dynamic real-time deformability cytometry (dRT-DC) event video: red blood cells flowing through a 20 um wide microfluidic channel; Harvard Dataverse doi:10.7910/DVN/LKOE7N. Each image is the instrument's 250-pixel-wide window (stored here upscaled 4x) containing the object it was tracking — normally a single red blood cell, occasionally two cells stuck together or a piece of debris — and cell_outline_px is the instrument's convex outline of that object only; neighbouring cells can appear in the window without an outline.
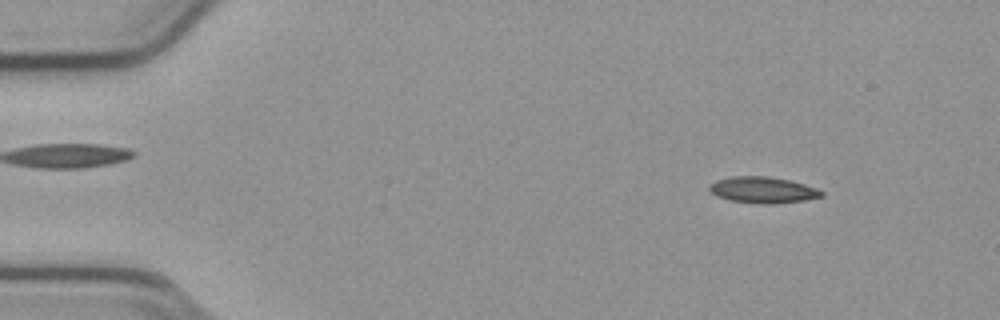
{"species": "common noctule bat (a hibernating species)", "species_latin": "Nyctalus noctula", "temperature_condition": "cold", "stored_images_in_passage": 54, "camera_frame_rate_fps": 3000, "um_per_image_px": 0.085, "animal": {"sex": "male", "body_mass_g": 23.1, "forearm_length_mm": 52.7}, "frame": {"image": 1, "passage_image": 6, "time_ms": 1.667, "image_size_px": [1000, 320], "cell_outline_px": [[824, 196], [804, 200], [776, 204], [760, 204], [728, 200], [716, 196], [708, 188], [708, 184], [716, 180], [732, 176], [768, 176], [788, 180], [804, 184], [816, 188], [824, 192]], "centroid_in_image_um": [64.82, 16.15], "position_along_channel_um": 20.2, "area_um2": 17.28}}
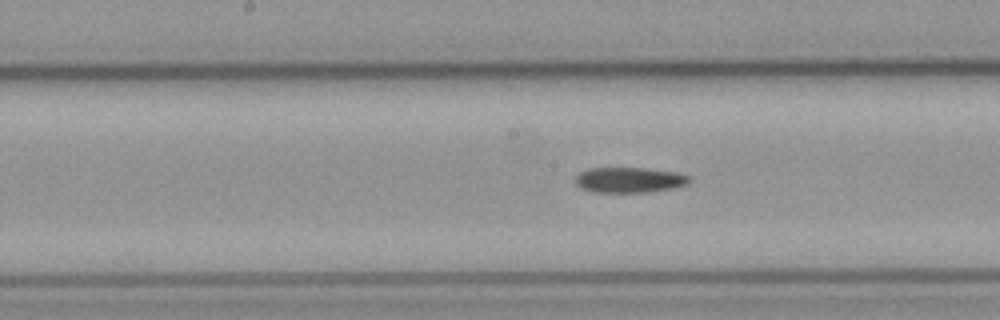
{"frame": {"image": 2, "passage_image": 27, "time_ms": 8.667, "image_size_px": [1000, 320], "cell_outline_px": [[692, 180], [688, 184], [672, 188], [648, 192], [592, 192], [580, 188], [576, 184], [576, 176], [580, 172], [588, 168], [644, 168], [680, 172], [688, 176]], "centroid_in_image_um": [53.51, 15.29], "position_along_channel_um": 194.7, "area_um2": 16.99}}
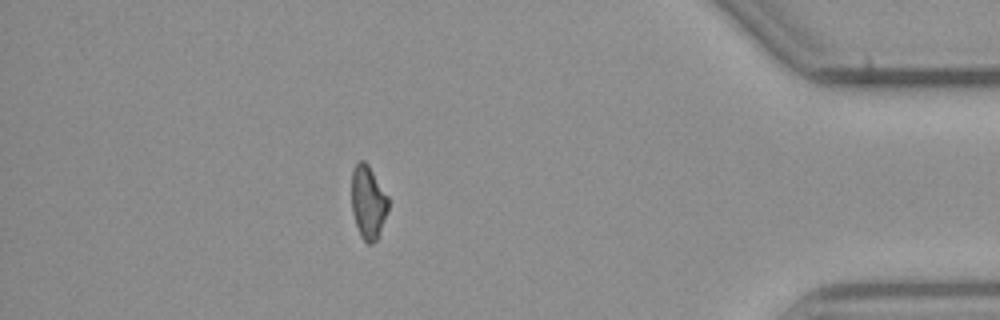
{"frame": {"image": 3, "passage_image": 47, "time_ms": 15.333, "image_size_px": [1000, 320], "cell_outline_px": [[388, 208], [384, 220], [376, 240], [372, 244], [368, 244], [360, 236], [352, 212], [352, 168], [360, 160], [364, 160], [368, 164], [388, 196]], "centroid_in_image_um": [31.28, 17.17], "position_along_channel_um": 403.9, "area_um2": 15.55}, "authors_computed_cell_mechanics": {"area_um2": 16.8198, "velocity_mm_per_s": 3.8089, "shape_relaxation_time_tau1_ms": 6.0757, "shape_relaxation_time_tau2_ms": null, "deformation_change_tau1": 0.1705, "deformation_change_tau2": null}}